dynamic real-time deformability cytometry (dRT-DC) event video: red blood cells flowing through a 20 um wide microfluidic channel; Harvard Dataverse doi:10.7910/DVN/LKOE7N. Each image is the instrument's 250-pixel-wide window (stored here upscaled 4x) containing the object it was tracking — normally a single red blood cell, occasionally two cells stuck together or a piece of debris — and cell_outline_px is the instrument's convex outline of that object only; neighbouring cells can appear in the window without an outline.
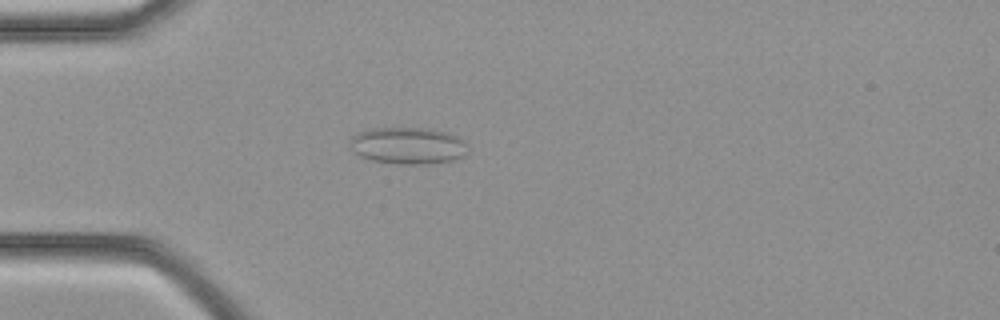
{"species": "common noctule bat (a hibernating species)", "species_latin": "Nyctalus noctula", "temperature_condition": "cold", "stored_images_in_passage": 36, "camera_frame_rate_fps": 3000, "um_per_image_px": 0.085, "animal": {"sex": "female", "body_mass_g": 21.9}, "frame": {"image": 1, "passage_image": 9, "time_ms": 2.667, "image_size_px": [1000, 320], "cell_outline_px": [[468, 152], [464, 156], [452, 160], [432, 164], [400, 164], [372, 160], [360, 156], [352, 152], [352, 136], [360, 132], [372, 128], [432, 128], [448, 132], [464, 140]], "centroid_in_image_um": [34.72, 12.38], "position_along_channel_um": 50.3, "area_um2": 25.37}}
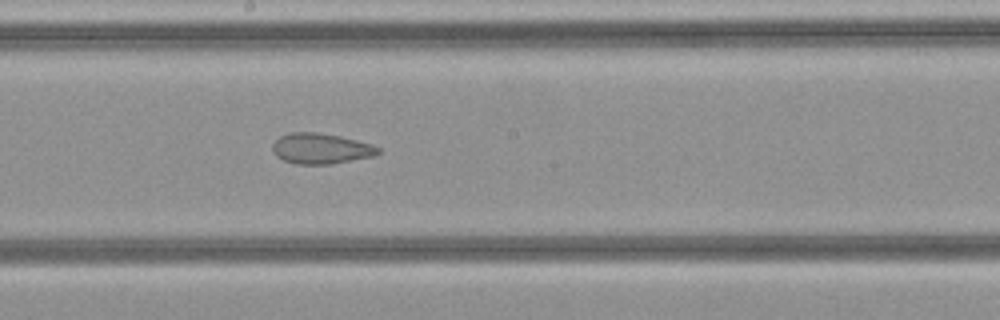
{"frame": {"image": 2, "passage_image": 19, "time_ms": 6.0, "image_size_px": [1000, 320], "cell_outline_px": [[380, 152], [376, 156], [332, 164], [296, 164], [284, 160], [276, 156], [272, 152], [272, 144], [280, 136], [288, 132], [316, 132], [340, 136], [372, 144], [380, 148]], "centroid_in_image_um": [27.28, 12.63], "position_along_channel_um": 220.9, "area_um2": 19.02}}
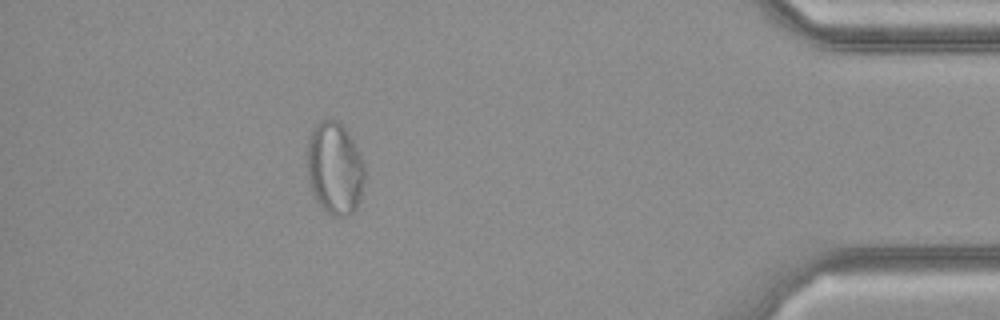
{"frame": {"image": 3, "passage_image": 32, "time_ms": 10.333, "image_size_px": [1000, 320], "cell_outline_px": [[364, 180], [360, 200], [356, 208], [348, 216], [332, 216], [312, 196], [308, 180], [308, 140], [316, 124], [320, 120], [336, 120], [344, 128], [352, 140], [364, 164]], "centroid_in_image_um": [28.45, 14.35], "position_along_channel_um": 406.8, "area_um2": 30.69}}